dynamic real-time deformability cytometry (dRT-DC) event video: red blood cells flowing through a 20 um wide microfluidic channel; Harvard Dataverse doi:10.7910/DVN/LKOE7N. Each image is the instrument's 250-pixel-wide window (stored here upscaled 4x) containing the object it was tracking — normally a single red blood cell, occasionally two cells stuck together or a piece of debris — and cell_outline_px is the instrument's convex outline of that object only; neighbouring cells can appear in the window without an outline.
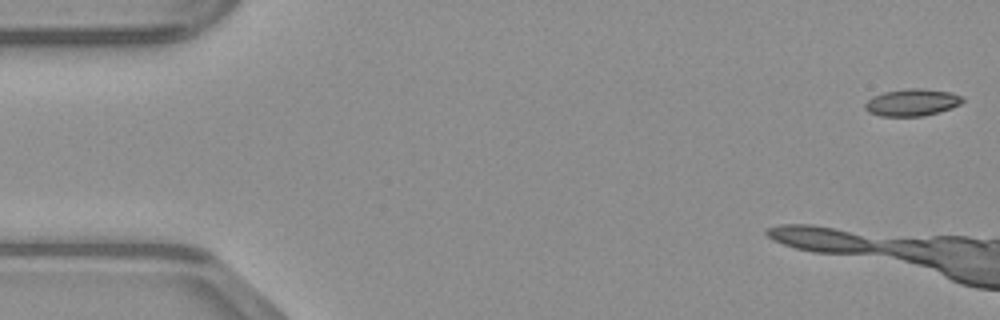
{"species": "common noctule bat (a hibernating species)", "species_latin": "Nyctalus noctula", "temperature_condition": "warm", "stored_images_in_passage": 8, "camera_frame_rate_fps": 3000, "um_per_image_px": 0.085, "animal": {"sex": "male", "body_mass_g": 23.1, "forearm_length_mm": 52.7}, "frame": {"image": 1, "passage_image": 1, "time_ms": 0.0, "image_size_px": [1000, 320], "cell_outline_px": [[964, 100], [960, 104], [952, 108], [924, 116], [880, 116], [868, 112], [864, 108], [864, 104], [872, 96], [884, 92], [908, 88], [920, 88], [952, 92], [964, 96]], "centroid_in_image_um": [77.53, 8.7], "position_along_channel_um": 7.5, "area_um2": 15.55}}